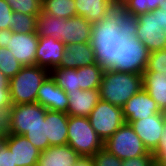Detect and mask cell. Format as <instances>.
Returning a JSON list of instances; mask_svg holds the SVG:
<instances>
[{
	"label": "cell",
	"instance_id": "obj_1",
	"mask_svg": "<svg viewBox=\"0 0 166 166\" xmlns=\"http://www.w3.org/2000/svg\"><path fill=\"white\" fill-rule=\"evenodd\" d=\"M117 53L139 60L143 55L166 48V34L153 11L128 20L115 41Z\"/></svg>",
	"mask_w": 166,
	"mask_h": 166
},
{
	"label": "cell",
	"instance_id": "obj_2",
	"mask_svg": "<svg viewBox=\"0 0 166 166\" xmlns=\"http://www.w3.org/2000/svg\"><path fill=\"white\" fill-rule=\"evenodd\" d=\"M142 88V71L139 62L117 53L103 72L99 95L100 99L123 107Z\"/></svg>",
	"mask_w": 166,
	"mask_h": 166
},
{
	"label": "cell",
	"instance_id": "obj_3",
	"mask_svg": "<svg viewBox=\"0 0 166 166\" xmlns=\"http://www.w3.org/2000/svg\"><path fill=\"white\" fill-rule=\"evenodd\" d=\"M77 16L85 18L114 41L120 34L118 0H75Z\"/></svg>",
	"mask_w": 166,
	"mask_h": 166
},
{
	"label": "cell",
	"instance_id": "obj_4",
	"mask_svg": "<svg viewBox=\"0 0 166 166\" xmlns=\"http://www.w3.org/2000/svg\"><path fill=\"white\" fill-rule=\"evenodd\" d=\"M49 75L50 71L45 68L23 66L9 82L12 105L36 103L38 90Z\"/></svg>",
	"mask_w": 166,
	"mask_h": 166
},
{
	"label": "cell",
	"instance_id": "obj_5",
	"mask_svg": "<svg viewBox=\"0 0 166 166\" xmlns=\"http://www.w3.org/2000/svg\"><path fill=\"white\" fill-rule=\"evenodd\" d=\"M68 141L80 156H94L104 148V142L90 125L88 117L68 115Z\"/></svg>",
	"mask_w": 166,
	"mask_h": 166
},
{
	"label": "cell",
	"instance_id": "obj_6",
	"mask_svg": "<svg viewBox=\"0 0 166 166\" xmlns=\"http://www.w3.org/2000/svg\"><path fill=\"white\" fill-rule=\"evenodd\" d=\"M115 42H82L67 44L62 61L58 67L74 68L97 63L113 46Z\"/></svg>",
	"mask_w": 166,
	"mask_h": 166
},
{
	"label": "cell",
	"instance_id": "obj_7",
	"mask_svg": "<svg viewBox=\"0 0 166 166\" xmlns=\"http://www.w3.org/2000/svg\"><path fill=\"white\" fill-rule=\"evenodd\" d=\"M59 40L65 45L82 42H115L81 16L60 18Z\"/></svg>",
	"mask_w": 166,
	"mask_h": 166
},
{
	"label": "cell",
	"instance_id": "obj_8",
	"mask_svg": "<svg viewBox=\"0 0 166 166\" xmlns=\"http://www.w3.org/2000/svg\"><path fill=\"white\" fill-rule=\"evenodd\" d=\"M104 148L120 160L153 155L145 148L132 126L126 122L104 142Z\"/></svg>",
	"mask_w": 166,
	"mask_h": 166
},
{
	"label": "cell",
	"instance_id": "obj_9",
	"mask_svg": "<svg viewBox=\"0 0 166 166\" xmlns=\"http://www.w3.org/2000/svg\"><path fill=\"white\" fill-rule=\"evenodd\" d=\"M90 125L98 136L105 142L126 121L123 117L122 107L113 105L102 99L96 104L88 116Z\"/></svg>",
	"mask_w": 166,
	"mask_h": 166
},
{
	"label": "cell",
	"instance_id": "obj_10",
	"mask_svg": "<svg viewBox=\"0 0 166 166\" xmlns=\"http://www.w3.org/2000/svg\"><path fill=\"white\" fill-rule=\"evenodd\" d=\"M47 109L39 103L12 105L11 134L24 135L45 120Z\"/></svg>",
	"mask_w": 166,
	"mask_h": 166
},
{
	"label": "cell",
	"instance_id": "obj_11",
	"mask_svg": "<svg viewBox=\"0 0 166 166\" xmlns=\"http://www.w3.org/2000/svg\"><path fill=\"white\" fill-rule=\"evenodd\" d=\"M165 118L166 113L162 112L130 123L145 148L151 153L159 144Z\"/></svg>",
	"mask_w": 166,
	"mask_h": 166
},
{
	"label": "cell",
	"instance_id": "obj_12",
	"mask_svg": "<svg viewBox=\"0 0 166 166\" xmlns=\"http://www.w3.org/2000/svg\"><path fill=\"white\" fill-rule=\"evenodd\" d=\"M39 41L37 32L15 33L12 32L7 48L23 66L35 65L36 49Z\"/></svg>",
	"mask_w": 166,
	"mask_h": 166
},
{
	"label": "cell",
	"instance_id": "obj_13",
	"mask_svg": "<svg viewBox=\"0 0 166 166\" xmlns=\"http://www.w3.org/2000/svg\"><path fill=\"white\" fill-rule=\"evenodd\" d=\"M122 109L123 117L128 124L138 119L153 116L156 113H162L157 103L143 88L138 93L133 95L125 103Z\"/></svg>",
	"mask_w": 166,
	"mask_h": 166
},
{
	"label": "cell",
	"instance_id": "obj_14",
	"mask_svg": "<svg viewBox=\"0 0 166 166\" xmlns=\"http://www.w3.org/2000/svg\"><path fill=\"white\" fill-rule=\"evenodd\" d=\"M66 45L53 37H40L36 49V66L49 71L59 66Z\"/></svg>",
	"mask_w": 166,
	"mask_h": 166
},
{
	"label": "cell",
	"instance_id": "obj_15",
	"mask_svg": "<svg viewBox=\"0 0 166 166\" xmlns=\"http://www.w3.org/2000/svg\"><path fill=\"white\" fill-rule=\"evenodd\" d=\"M41 106L51 111L67 112V93L56 85L55 80L49 75L40 86L37 101Z\"/></svg>",
	"mask_w": 166,
	"mask_h": 166
},
{
	"label": "cell",
	"instance_id": "obj_16",
	"mask_svg": "<svg viewBox=\"0 0 166 166\" xmlns=\"http://www.w3.org/2000/svg\"><path fill=\"white\" fill-rule=\"evenodd\" d=\"M6 145L13 153L16 166H37L41 151L24 135L10 134Z\"/></svg>",
	"mask_w": 166,
	"mask_h": 166
},
{
	"label": "cell",
	"instance_id": "obj_17",
	"mask_svg": "<svg viewBox=\"0 0 166 166\" xmlns=\"http://www.w3.org/2000/svg\"><path fill=\"white\" fill-rule=\"evenodd\" d=\"M117 54L114 45L97 63L79 67L78 80L81 90L99 89L102 82L103 72L109 61Z\"/></svg>",
	"mask_w": 166,
	"mask_h": 166
},
{
	"label": "cell",
	"instance_id": "obj_18",
	"mask_svg": "<svg viewBox=\"0 0 166 166\" xmlns=\"http://www.w3.org/2000/svg\"><path fill=\"white\" fill-rule=\"evenodd\" d=\"M68 97L67 114L69 116L88 117L100 100L99 89L66 92Z\"/></svg>",
	"mask_w": 166,
	"mask_h": 166
},
{
	"label": "cell",
	"instance_id": "obj_19",
	"mask_svg": "<svg viewBox=\"0 0 166 166\" xmlns=\"http://www.w3.org/2000/svg\"><path fill=\"white\" fill-rule=\"evenodd\" d=\"M68 114L60 111L47 110L46 137L49 146L66 145L68 138Z\"/></svg>",
	"mask_w": 166,
	"mask_h": 166
},
{
	"label": "cell",
	"instance_id": "obj_20",
	"mask_svg": "<svg viewBox=\"0 0 166 166\" xmlns=\"http://www.w3.org/2000/svg\"><path fill=\"white\" fill-rule=\"evenodd\" d=\"M80 155L68 144L49 146L41 152L37 166H74Z\"/></svg>",
	"mask_w": 166,
	"mask_h": 166
},
{
	"label": "cell",
	"instance_id": "obj_21",
	"mask_svg": "<svg viewBox=\"0 0 166 166\" xmlns=\"http://www.w3.org/2000/svg\"><path fill=\"white\" fill-rule=\"evenodd\" d=\"M142 83L160 111L166 113V73L142 72Z\"/></svg>",
	"mask_w": 166,
	"mask_h": 166
},
{
	"label": "cell",
	"instance_id": "obj_22",
	"mask_svg": "<svg viewBox=\"0 0 166 166\" xmlns=\"http://www.w3.org/2000/svg\"><path fill=\"white\" fill-rule=\"evenodd\" d=\"M161 0H118V20L122 27L142 13H148L159 8Z\"/></svg>",
	"mask_w": 166,
	"mask_h": 166
},
{
	"label": "cell",
	"instance_id": "obj_23",
	"mask_svg": "<svg viewBox=\"0 0 166 166\" xmlns=\"http://www.w3.org/2000/svg\"><path fill=\"white\" fill-rule=\"evenodd\" d=\"M41 12L68 19L77 16L75 0H42Z\"/></svg>",
	"mask_w": 166,
	"mask_h": 166
},
{
	"label": "cell",
	"instance_id": "obj_24",
	"mask_svg": "<svg viewBox=\"0 0 166 166\" xmlns=\"http://www.w3.org/2000/svg\"><path fill=\"white\" fill-rule=\"evenodd\" d=\"M50 75L55 80L56 85L65 92H75L80 89L78 68H61L57 66L50 71Z\"/></svg>",
	"mask_w": 166,
	"mask_h": 166
},
{
	"label": "cell",
	"instance_id": "obj_25",
	"mask_svg": "<svg viewBox=\"0 0 166 166\" xmlns=\"http://www.w3.org/2000/svg\"><path fill=\"white\" fill-rule=\"evenodd\" d=\"M138 62L142 72L166 73V48L145 54Z\"/></svg>",
	"mask_w": 166,
	"mask_h": 166
},
{
	"label": "cell",
	"instance_id": "obj_26",
	"mask_svg": "<svg viewBox=\"0 0 166 166\" xmlns=\"http://www.w3.org/2000/svg\"><path fill=\"white\" fill-rule=\"evenodd\" d=\"M60 18L48 13L37 16V34L40 37H53L59 40Z\"/></svg>",
	"mask_w": 166,
	"mask_h": 166
},
{
	"label": "cell",
	"instance_id": "obj_27",
	"mask_svg": "<svg viewBox=\"0 0 166 166\" xmlns=\"http://www.w3.org/2000/svg\"><path fill=\"white\" fill-rule=\"evenodd\" d=\"M37 16L13 12L11 30L15 33L37 32Z\"/></svg>",
	"mask_w": 166,
	"mask_h": 166
},
{
	"label": "cell",
	"instance_id": "obj_28",
	"mask_svg": "<svg viewBox=\"0 0 166 166\" xmlns=\"http://www.w3.org/2000/svg\"><path fill=\"white\" fill-rule=\"evenodd\" d=\"M20 63L7 47H0V71L9 79L13 78L21 69Z\"/></svg>",
	"mask_w": 166,
	"mask_h": 166
},
{
	"label": "cell",
	"instance_id": "obj_29",
	"mask_svg": "<svg viewBox=\"0 0 166 166\" xmlns=\"http://www.w3.org/2000/svg\"><path fill=\"white\" fill-rule=\"evenodd\" d=\"M24 136L41 152L49 147V140L46 137V117L39 125L31 127Z\"/></svg>",
	"mask_w": 166,
	"mask_h": 166
},
{
	"label": "cell",
	"instance_id": "obj_30",
	"mask_svg": "<svg viewBox=\"0 0 166 166\" xmlns=\"http://www.w3.org/2000/svg\"><path fill=\"white\" fill-rule=\"evenodd\" d=\"M13 12H21L27 15H39L41 13L42 0H6Z\"/></svg>",
	"mask_w": 166,
	"mask_h": 166
},
{
	"label": "cell",
	"instance_id": "obj_31",
	"mask_svg": "<svg viewBox=\"0 0 166 166\" xmlns=\"http://www.w3.org/2000/svg\"><path fill=\"white\" fill-rule=\"evenodd\" d=\"M94 166H122V160H120L114 154L109 153L105 148L96 152L92 156Z\"/></svg>",
	"mask_w": 166,
	"mask_h": 166
},
{
	"label": "cell",
	"instance_id": "obj_32",
	"mask_svg": "<svg viewBox=\"0 0 166 166\" xmlns=\"http://www.w3.org/2000/svg\"><path fill=\"white\" fill-rule=\"evenodd\" d=\"M12 106L0 108V135L9 136L11 134Z\"/></svg>",
	"mask_w": 166,
	"mask_h": 166
},
{
	"label": "cell",
	"instance_id": "obj_33",
	"mask_svg": "<svg viewBox=\"0 0 166 166\" xmlns=\"http://www.w3.org/2000/svg\"><path fill=\"white\" fill-rule=\"evenodd\" d=\"M13 11L6 0H0V29H10Z\"/></svg>",
	"mask_w": 166,
	"mask_h": 166
},
{
	"label": "cell",
	"instance_id": "obj_34",
	"mask_svg": "<svg viewBox=\"0 0 166 166\" xmlns=\"http://www.w3.org/2000/svg\"><path fill=\"white\" fill-rule=\"evenodd\" d=\"M153 155H142L130 159L122 160V166H153Z\"/></svg>",
	"mask_w": 166,
	"mask_h": 166
},
{
	"label": "cell",
	"instance_id": "obj_35",
	"mask_svg": "<svg viewBox=\"0 0 166 166\" xmlns=\"http://www.w3.org/2000/svg\"><path fill=\"white\" fill-rule=\"evenodd\" d=\"M152 154L156 166H166V145H157Z\"/></svg>",
	"mask_w": 166,
	"mask_h": 166
},
{
	"label": "cell",
	"instance_id": "obj_36",
	"mask_svg": "<svg viewBox=\"0 0 166 166\" xmlns=\"http://www.w3.org/2000/svg\"><path fill=\"white\" fill-rule=\"evenodd\" d=\"M0 166H16L14 164L13 153L7 145L0 149Z\"/></svg>",
	"mask_w": 166,
	"mask_h": 166
},
{
	"label": "cell",
	"instance_id": "obj_37",
	"mask_svg": "<svg viewBox=\"0 0 166 166\" xmlns=\"http://www.w3.org/2000/svg\"><path fill=\"white\" fill-rule=\"evenodd\" d=\"M5 106H12V102L10 99V89L0 88V108Z\"/></svg>",
	"mask_w": 166,
	"mask_h": 166
},
{
	"label": "cell",
	"instance_id": "obj_38",
	"mask_svg": "<svg viewBox=\"0 0 166 166\" xmlns=\"http://www.w3.org/2000/svg\"><path fill=\"white\" fill-rule=\"evenodd\" d=\"M153 12L154 14H157V22L159 24V27L162 28L166 34V11L157 8Z\"/></svg>",
	"mask_w": 166,
	"mask_h": 166
},
{
	"label": "cell",
	"instance_id": "obj_39",
	"mask_svg": "<svg viewBox=\"0 0 166 166\" xmlns=\"http://www.w3.org/2000/svg\"><path fill=\"white\" fill-rule=\"evenodd\" d=\"M11 29H0V47H7L9 38L12 35Z\"/></svg>",
	"mask_w": 166,
	"mask_h": 166
},
{
	"label": "cell",
	"instance_id": "obj_40",
	"mask_svg": "<svg viewBox=\"0 0 166 166\" xmlns=\"http://www.w3.org/2000/svg\"><path fill=\"white\" fill-rule=\"evenodd\" d=\"M74 166H94V163L92 157L80 156Z\"/></svg>",
	"mask_w": 166,
	"mask_h": 166
},
{
	"label": "cell",
	"instance_id": "obj_41",
	"mask_svg": "<svg viewBox=\"0 0 166 166\" xmlns=\"http://www.w3.org/2000/svg\"><path fill=\"white\" fill-rule=\"evenodd\" d=\"M10 79L0 71V88H9Z\"/></svg>",
	"mask_w": 166,
	"mask_h": 166
},
{
	"label": "cell",
	"instance_id": "obj_42",
	"mask_svg": "<svg viewBox=\"0 0 166 166\" xmlns=\"http://www.w3.org/2000/svg\"><path fill=\"white\" fill-rule=\"evenodd\" d=\"M158 145H166V118L164 120L163 131Z\"/></svg>",
	"mask_w": 166,
	"mask_h": 166
},
{
	"label": "cell",
	"instance_id": "obj_43",
	"mask_svg": "<svg viewBox=\"0 0 166 166\" xmlns=\"http://www.w3.org/2000/svg\"><path fill=\"white\" fill-rule=\"evenodd\" d=\"M7 136L0 135V149L6 146Z\"/></svg>",
	"mask_w": 166,
	"mask_h": 166
},
{
	"label": "cell",
	"instance_id": "obj_44",
	"mask_svg": "<svg viewBox=\"0 0 166 166\" xmlns=\"http://www.w3.org/2000/svg\"><path fill=\"white\" fill-rule=\"evenodd\" d=\"M159 9L166 11V0H161V3H159Z\"/></svg>",
	"mask_w": 166,
	"mask_h": 166
}]
</instances>
